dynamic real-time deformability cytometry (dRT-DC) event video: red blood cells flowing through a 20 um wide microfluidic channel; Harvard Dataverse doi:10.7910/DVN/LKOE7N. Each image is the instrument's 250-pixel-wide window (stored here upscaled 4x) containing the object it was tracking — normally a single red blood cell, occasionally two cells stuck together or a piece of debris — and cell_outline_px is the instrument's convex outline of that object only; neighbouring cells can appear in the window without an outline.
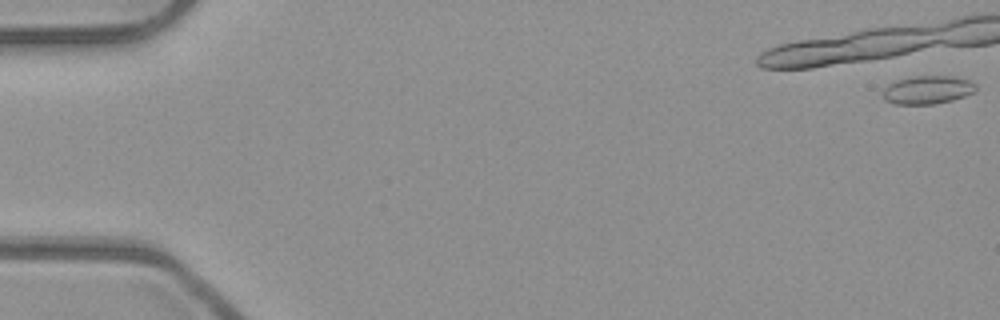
{"species": "common noctule bat (a hibernating species)", "species_latin": "Nyctalus noctula", "temperature_condition": "room temperature", "stored_images_in_passage": 20, "camera_frame_rate_fps": 3000, "um_per_image_px": 0.085, "animal": {"sex": "male", "body_mass_g": 23.1, "forearm_length_mm": 52.7}, "frame": {"image": 1, "passage_image": 1, "time_ms": 0.0, "image_size_px": [1000, 320], "cell_outline_px": [[976, 88], [972, 92], [964, 96], [952, 100], [936, 104], [896, 104], [884, 100], [884, 88], [888, 84], [900, 80], [916, 76], [952, 76], [968, 80], [976, 84]], "centroid_in_image_um": [78.85, 7.65], "position_along_channel_um": 6.2, "area_um2": 15.09}}